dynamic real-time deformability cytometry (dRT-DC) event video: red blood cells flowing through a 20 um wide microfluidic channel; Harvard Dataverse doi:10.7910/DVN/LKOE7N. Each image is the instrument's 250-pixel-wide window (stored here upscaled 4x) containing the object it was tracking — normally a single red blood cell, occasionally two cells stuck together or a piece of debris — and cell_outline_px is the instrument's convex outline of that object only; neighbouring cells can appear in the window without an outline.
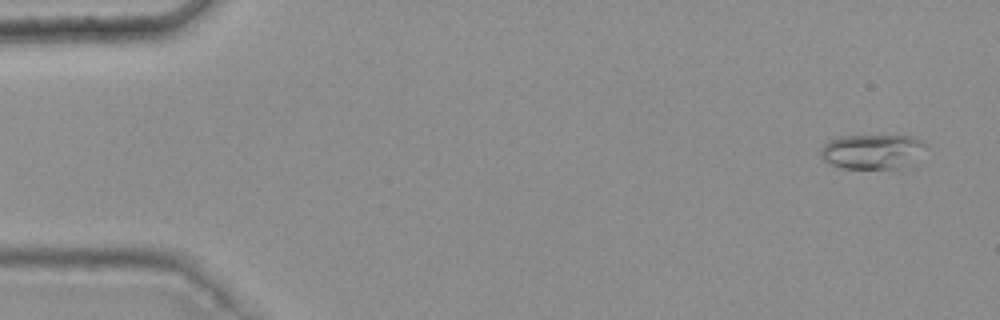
{"species": "common noctule bat (a hibernating species)", "species_latin": "Nyctalus noctula", "temperature_condition": "warm", "stored_images_in_passage": 9, "camera_frame_rate_fps": 3000, "um_per_image_px": 0.085, "animal": {"sex": "female", "body_mass_g": 25.1}, "frame": {"image": 1, "passage_image": 1, "time_ms": 0.0, "image_size_px": [1000, 320], "cell_outline_px": [[928, 144], [908, 164], [900, 168], [844, 168], [832, 164], [824, 160], [820, 156], [820, 148], [828, 140], [840, 136], [912, 136]], "centroid_in_image_um": [74.08, 12.86], "position_along_channel_um": 10.9, "area_um2": 20.92}}
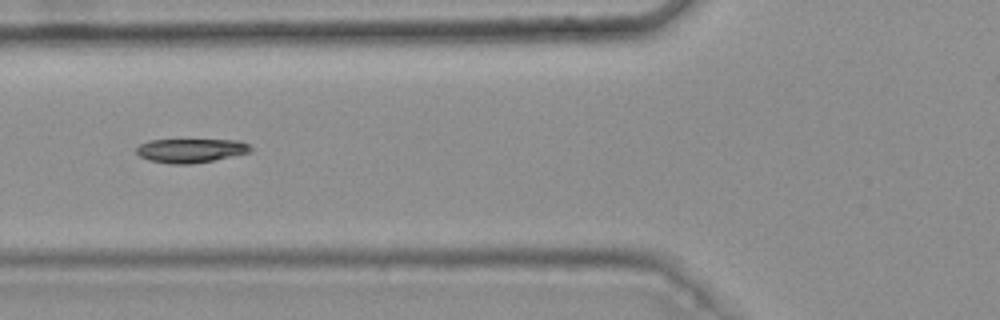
{"frame": {"image": 2, "passage_image": 6, "time_ms": 1.667, "image_size_px": [1000, 320], "cell_outline_px": [[252, 152], [192, 164], [172, 164], [148, 160], [140, 156], [136, 152], [136, 148], [140, 144], [148, 140], [236, 140], [248, 144], [252, 148]], "centroid_in_image_um": [16.2, 12.79], "position_along_channel_um": 109.6, "area_um2": 15.9}}
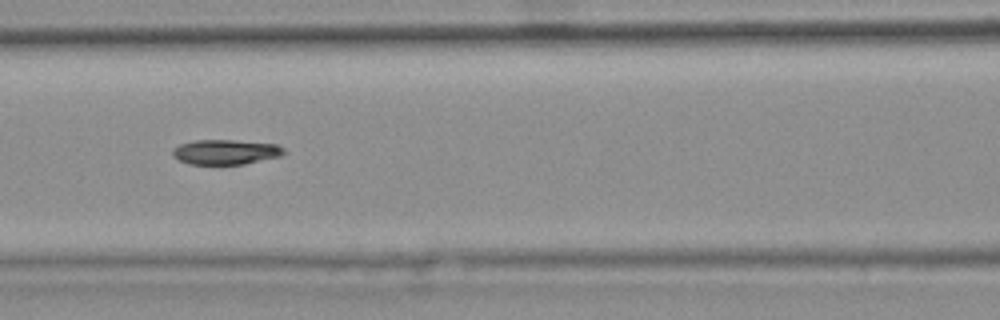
{"frame": {"image": 3, "passage_image": 7, "time_ms": 2.0, "image_size_px": [1000, 320], "cell_outline_px": [[284, 152], [280, 156], [244, 164], [188, 164], [172, 156], [172, 148], [180, 144], [196, 140], [232, 140], [276, 144], [284, 148]], "centroid_in_image_um": [19.14, 12.92], "position_along_channel_um": 147.5, "area_um2": 16.07}}